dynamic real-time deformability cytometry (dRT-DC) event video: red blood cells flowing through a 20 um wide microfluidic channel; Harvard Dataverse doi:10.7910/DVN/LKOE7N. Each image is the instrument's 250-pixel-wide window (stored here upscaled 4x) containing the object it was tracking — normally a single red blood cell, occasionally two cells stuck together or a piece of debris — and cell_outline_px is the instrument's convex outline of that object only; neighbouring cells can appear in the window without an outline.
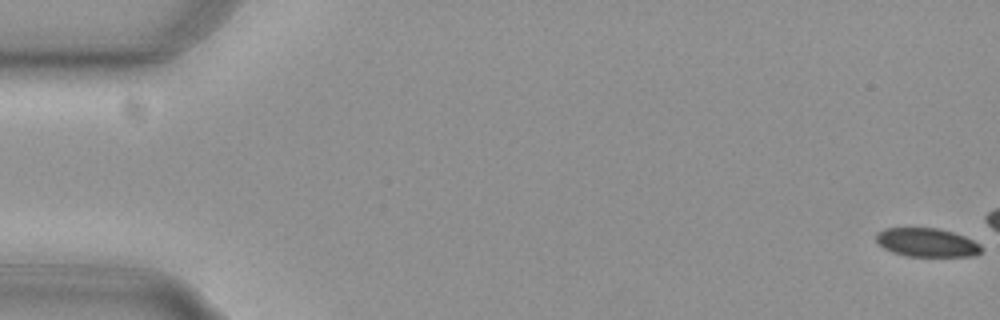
{"species": "common noctule bat (a hibernating species)", "species_latin": "Nyctalus noctula", "temperature_condition": "cold", "stored_images_in_passage": 15, "camera_frame_rate_fps": 3000, "um_per_image_px": 0.085, "animal": {"sex": "female", "body_mass_g": 29.2, "forearm_length_mm": 56.3}, "frame": {"image": 1, "passage_image": 1, "time_ms": 0.0, "image_size_px": [1000, 320], "cell_outline_px": [[980, 252], [976, 256], [908, 256], [892, 252], [884, 248], [876, 240], [876, 232], [884, 228], [936, 228], [952, 232], [964, 236], [980, 244]], "centroid_in_image_um": [78.76, 20.61], "position_along_channel_um": 6.2, "area_um2": 17.46}}